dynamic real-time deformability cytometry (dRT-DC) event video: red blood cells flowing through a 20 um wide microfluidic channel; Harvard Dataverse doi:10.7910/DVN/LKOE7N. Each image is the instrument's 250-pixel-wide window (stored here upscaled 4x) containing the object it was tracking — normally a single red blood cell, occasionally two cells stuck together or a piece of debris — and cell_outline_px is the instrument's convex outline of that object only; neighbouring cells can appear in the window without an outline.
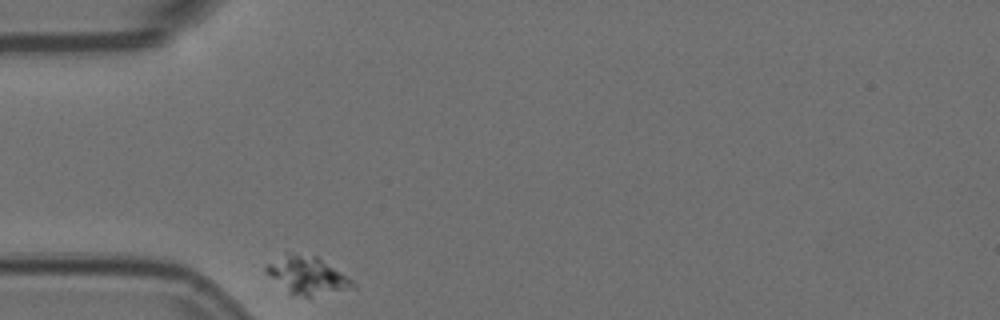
{"species": "Egyptian fruit bat (a non-hibernating species)", "species_latin": "Rousettus aegyptiacus", "temperature_condition": "room temperature", "stored_images_in_passage": 2, "camera_frame_rate_fps": 3000, "um_per_image_px": 0.085, "animal": {"sex": "female"}, "frame": {"image": 1, "passage_image": 1, "time_ms": 0.0, "image_size_px": [1000, 320], "cell_outline_px": [[356, 288], [308, 296], [292, 296], [264, 272], [264, 268], [268, 264], [284, 252], [288, 252], [316, 256], [348, 276], [356, 284]], "centroid_in_image_um": [26.08, 23.4], "position_along_channel_um": 58.9, "area_um2": 19.07}}